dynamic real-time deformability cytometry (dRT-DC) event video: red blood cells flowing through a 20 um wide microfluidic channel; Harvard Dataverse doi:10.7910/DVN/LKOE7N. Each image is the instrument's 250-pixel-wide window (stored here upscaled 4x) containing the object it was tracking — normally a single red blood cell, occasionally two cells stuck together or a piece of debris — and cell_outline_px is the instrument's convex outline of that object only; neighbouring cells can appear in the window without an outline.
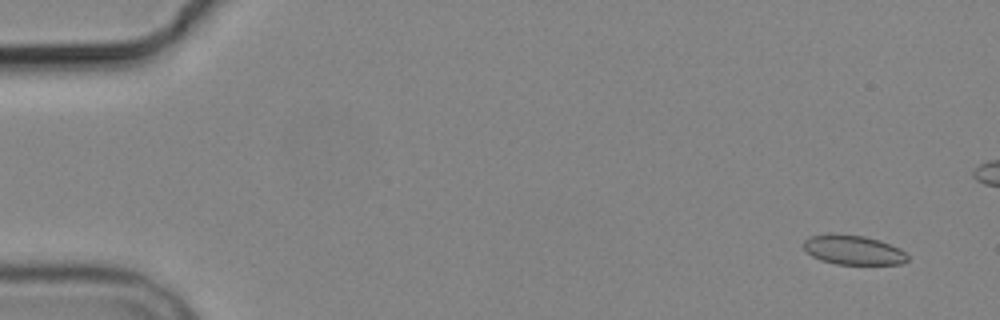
{"species": "common noctule bat (a hibernating species)", "species_latin": "Nyctalus noctula", "temperature_condition": "cold", "stored_images_in_passage": 6, "camera_frame_rate_fps": 3000, "um_per_image_px": 0.085, "animal": {"sex": "male", "body_mass_g": 19.2, "forearm_length_mm": 51.8}, "frame": {"image": 1, "passage_image": 1, "time_ms": 0.0, "image_size_px": [1000, 320], "cell_outline_px": [[908, 260], [904, 264], [836, 264], [820, 260], [812, 256], [804, 248], [804, 240], [808, 236], [828, 232], [864, 236], [880, 240], [900, 248], [908, 256]], "centroid_in_image_um": [72.51, 21.23], "position_along_channel_um": 12.5, "area_um2": 18.15}}